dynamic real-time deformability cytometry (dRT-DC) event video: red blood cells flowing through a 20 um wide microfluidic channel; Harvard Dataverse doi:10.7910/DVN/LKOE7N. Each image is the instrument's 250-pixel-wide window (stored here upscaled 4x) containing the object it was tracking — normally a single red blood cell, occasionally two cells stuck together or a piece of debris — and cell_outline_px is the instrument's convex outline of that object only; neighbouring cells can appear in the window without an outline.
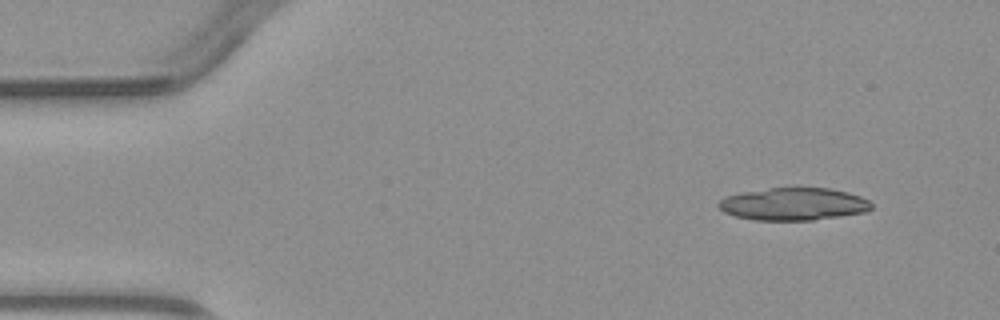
{"species": "common noctule bat (a hibernating species)", "species_latin": "Nyctalus noctula", "temperature_condition": "warm", "stored_images_in_passage": 4, "camera_frame_rate_fps": 3000, "um_per_image_px": 0.085, "animal": {"sex": "male", "body_mass_g": 23.1, "forearm_length_mm": 52.7}, "frame": {"image": 1, "passage_image": 1, "time_ms": 0.0, "image_size_px": [1000, 320], "cell_outline_px": [[872, 208], [864, 212], [840, 216], [812, 220], [752, 220], [736, 216], [724, 212], [716, 204], [724, 196], [740, 192], [768, 188], [832, 188], [848, 192], [860, 196], [868, 200], [872, 204]], "centroid_in_image_um": [67.42, 17.34], "position_along_channel_um": 17.6, "area_um2": 29.07}}
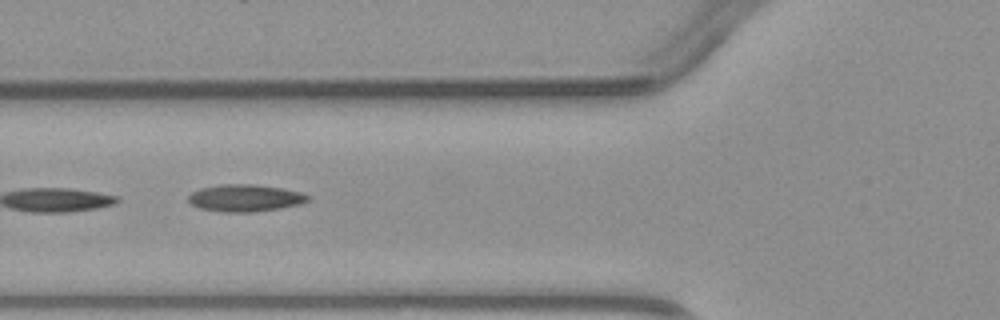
{"frame": {"image": 2, "passage_image": 4, "time_ms": 4.333, "image_size_px": [1000, 320], "cell_outline_px": [[308, 200], [300, 204], [280, 208], [252, 212], [220, 212], [200, 208], [192, 204], [188, 200], [188, 196], [192, 192], [200, 188], [220, 184], [252, 184], [280, 188], [300, 192], [308, 196]], "centroid_in_image_um": [20.79, 16.83], "position_along_channel_um": 105.0, "area_um2": 18.73}}